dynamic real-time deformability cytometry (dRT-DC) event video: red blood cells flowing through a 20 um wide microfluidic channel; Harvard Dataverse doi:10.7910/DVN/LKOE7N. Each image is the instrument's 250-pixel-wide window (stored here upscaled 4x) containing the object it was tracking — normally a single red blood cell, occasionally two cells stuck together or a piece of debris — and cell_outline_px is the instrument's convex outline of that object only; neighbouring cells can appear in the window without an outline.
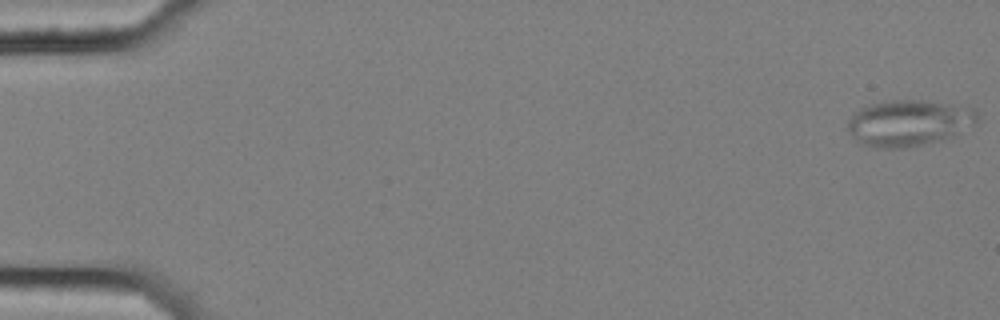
{"species": "common noctule bat (a hibernating species)", "species_latin": "Nyctalus noctula", "temperature_condition": "cold", "stored_images_in_passage": 56, "camera_frame_rate_fps": 3000, "um_per_image_px": 0.085, "animal": {"sex": "female", "body_mass_g": 25.1}, "frame": {"image": 1, "passage_image": 1, "time_ms": 0.0, "image_size_px": [1000, 320], "cell_outline_px": [[980, 120], [976, 124], [944, 140], [904, 148], [876, 148], [860, 144], [848, 132], [848, 120], [860, 108], [872, 104], [892, 100], [924, 100], [976, 108]], "centroid_in_image_um": [77.29, 10.46], "position_along_channel_um": 7.7, "area_um2": 35.14}}
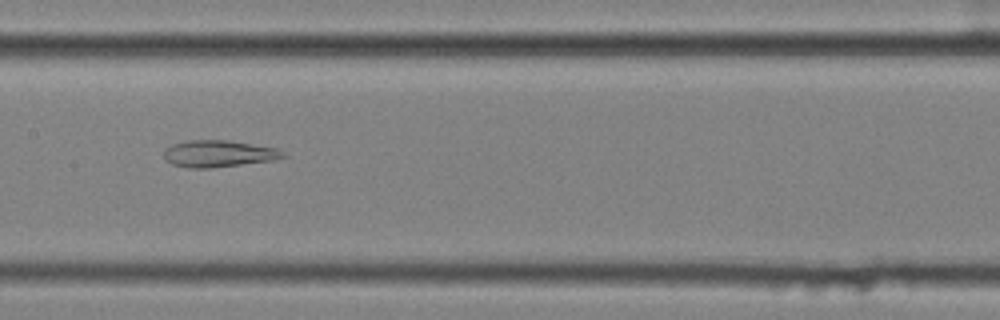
{"frame": {"image": 2, "passage_image": 29, "time_ms": 9.333, "image_size_px": [1000, 320], "cell_outline_px": [[288, 156], [272, 160], [208, 168], [188, 168], [172, 164], [164, 160], [164, 148], [172, 144], [188, 140], [228, 140], [280, 148]], "centroid_in_image_um": [18.57, 13.05], "position_along_channel_um": 188.8, "area_um2": 18.73}}
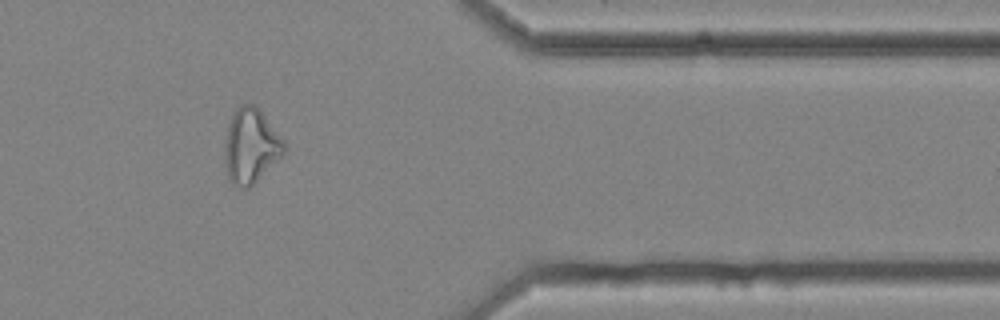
{"frame": {"image": 3, "passage_image": 47, "time_ms": 15.333, "image_size_px": [1000, 320], "cell_outline_px": [[284, 156], [248, 188], [244, 188], [232, 184], [228, 176], [224, 152], [224, 144], [228, 124], [232, 112], [240, 104], [256, 104], [260, 108], [284, 140]], "centroid_in_image_um": [21.32, 12.36], "position_along_channel_um": 390.1, "area_um2": 26.13}, "authors_computed_cell_mechanics": {"area_um2": 26.4435, "velocity_mm_per_s": 3.6277, "shape_relaxation_time_tau1_ms": null, "shape_relaxation_time_tau2_ms": 2.9701, "deformation_change_tau1": null, "deformation_change_tau2": 0.1225}}